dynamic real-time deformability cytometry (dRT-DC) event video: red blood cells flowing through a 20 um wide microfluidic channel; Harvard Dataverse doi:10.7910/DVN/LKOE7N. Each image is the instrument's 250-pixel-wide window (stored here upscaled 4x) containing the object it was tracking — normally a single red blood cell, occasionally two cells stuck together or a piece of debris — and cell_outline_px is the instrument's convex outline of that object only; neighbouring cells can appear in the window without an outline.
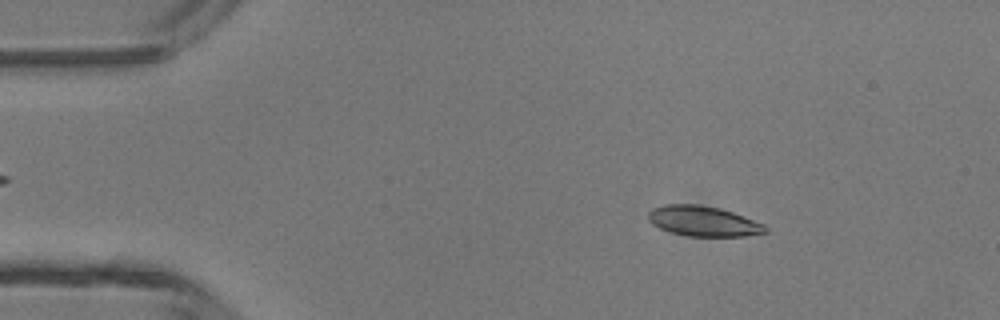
{"species": "common noctule bat (a hibernating species)", "species_latin": "Nyctalus noctula", "temperature_condition": "room temperature", "stored_images_in_passage": 47, "camera_frame_rate_fps": 3000, "um_per_image_px": 0.085, "animal": {"sex": "male", "body_mass_g": 13.3}, "frame": {"image": 1, "passage_image": 7, "time_ms": 2.0, "image_size_px": [1000, 320], "cell_outline_px": [[768, 232], [744, 236], [688, 236], [672, 232], [660, 228], [652, 224], [648, 220], [648, 212], [652, 208], [664, 204], [696, 204], [720, 208], [732, 212], [764, 224], [768, 228]], "centroid_in_image_um": [59.76, 18.79], "position_along_channel_um": 25.2, "area_um2": 20.58}}
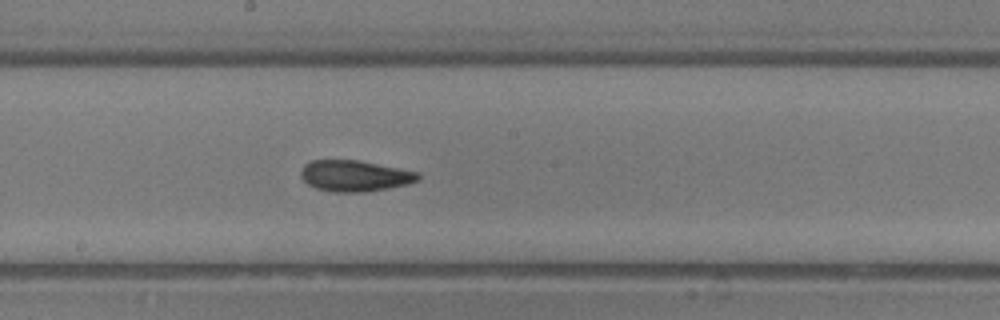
{"frame": {"image": 2, "passage_image": 25, "time_ms": 8.0, "image_size_px": [1000, 320], "cell_outline_px": [[420, 180], [408, 184], [388, 188], [364, 192], [332, 192], [316, 188], [308, 184], [300, 176], [300, 172], [304, 164], [312, 160], [356, 160], [400, 168], [420, 172]], "centroid_in_image_um": [30.17, 14.95], "position_along_channel_um": 218.0, "area_um2": 21.33}}
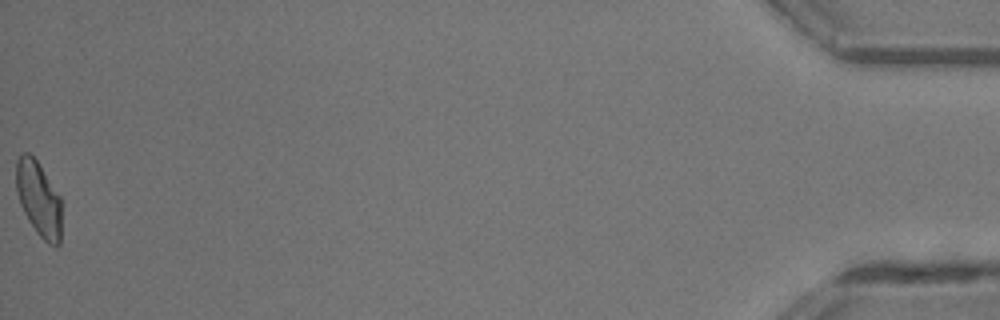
{"frame": {"image": 3, "passage_image": 47, "time_ms": 15.333, "image_size_px": [1000, 320], "cell_outline_px": [[60, 244], [56, 248], [48, 244], [36, 232], [28, 220], [20, 204], [16, 188], [16, 160], [24, 152], [28, 152], [36, 160], [60, 196]], "centroid_in_image_um": [3.28, 16.93], "position_along_channel_um": 431.9, "area_um2": 19.65}, "authors_computed_cell_mechanics": {"area_um2": 20.9236, "velocity_mm_per_s": 4.3643, "shape_relaxation_time_tau1_ms": 5.6856, "shape_relaxation_time_tau2_ms": 2.5265, "deformation_change_tau1": 0.1527, "deformation_change_tau2": 0.0753}}